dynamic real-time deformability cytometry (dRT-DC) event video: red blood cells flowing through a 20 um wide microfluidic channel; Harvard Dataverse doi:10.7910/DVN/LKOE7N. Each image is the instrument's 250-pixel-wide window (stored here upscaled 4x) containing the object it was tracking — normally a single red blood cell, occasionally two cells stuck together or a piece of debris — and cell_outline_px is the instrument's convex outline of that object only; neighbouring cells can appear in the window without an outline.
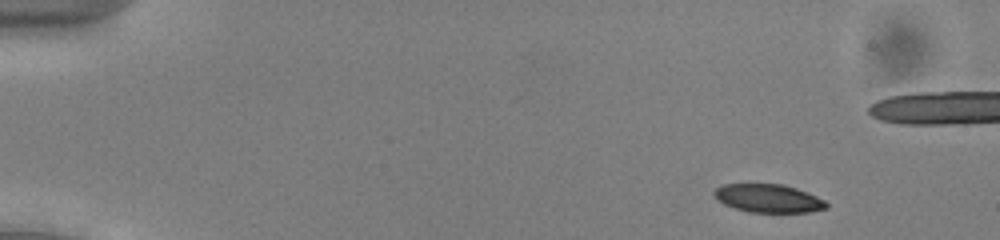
{"species": "common noctule bat (a hibernating species)", "species_latin": "Nyctalus noctula", "temperature_condition": "cold", "stored_images_in_passage": 45, "camera_frame_rate_fps": 3000, "um_per_image_px": 0.085, "animal": {"sex": "male", "body_mass_g": 13.0, "forearm_length_mm": 53.1}, "frame": {"image": 1, "passage_image": 4, "time_ms": 1.0, "image_size_px": [1000, 240], "cell_outline_px": [[828, 208], [808, 212], [748, 212], [724, 204], [712, 192], [716, 188], [724, 184], [780, 184], [796, 188], [816, 196], [824, 200], [828, 204]], "centroid_in_image_um": [65.33, 16.86], "position_along_channel_um": 19.7, "area_um2": 18.26}}
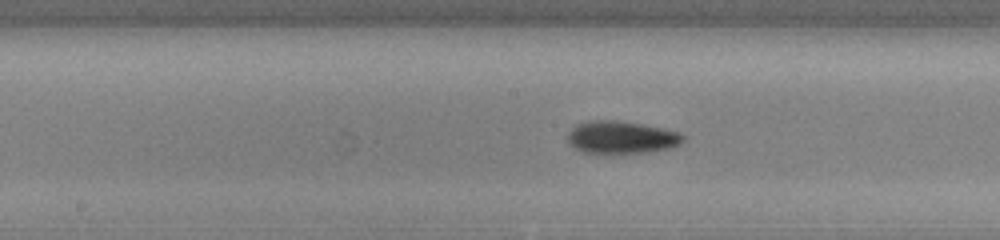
{"frame": {"image": 2, "passage_image": 26, "time_ms": 8.333, "image_size_px": [1000, 240], "cell_outline_px": [[684, 140], [680, 144], [672, 148], [648, 152], [584, 152], [568, 144], [568, 132], [576, 124], [596, 120], [612, 120], [640, 124], [680, 132], [684, 136]], "centroid_in_image_um": [52.83, 11.67], "position_along_channel_um": 195.4, "area_um2": 21.5}}
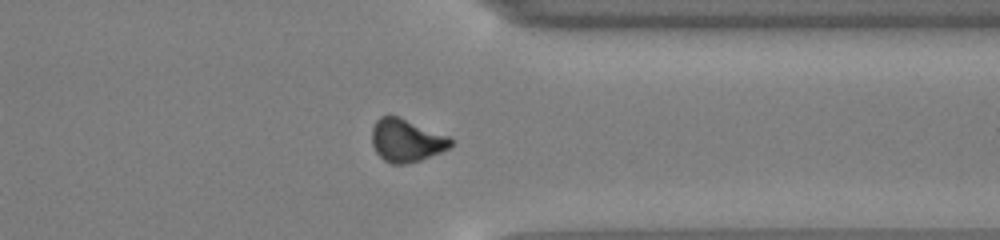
{"frame": {"image": 3, "passage_image": 40, "time_ms": 13.0, "image_size_px": [1000, 240], "cell_outline_px": [[452, 144], [448, 148], [440, 152], [420, 160], [404, 164], [392, 164], [384, 160], [376, 152], [372, 144], [372, 128], [376, 120], [380, 116], [396, 116], [448, 136], [452, 140]], "centroid_in_image_um": [34.5, 11.95], "position_along_channel_um": 376.9, "area_um2": 19.31}}